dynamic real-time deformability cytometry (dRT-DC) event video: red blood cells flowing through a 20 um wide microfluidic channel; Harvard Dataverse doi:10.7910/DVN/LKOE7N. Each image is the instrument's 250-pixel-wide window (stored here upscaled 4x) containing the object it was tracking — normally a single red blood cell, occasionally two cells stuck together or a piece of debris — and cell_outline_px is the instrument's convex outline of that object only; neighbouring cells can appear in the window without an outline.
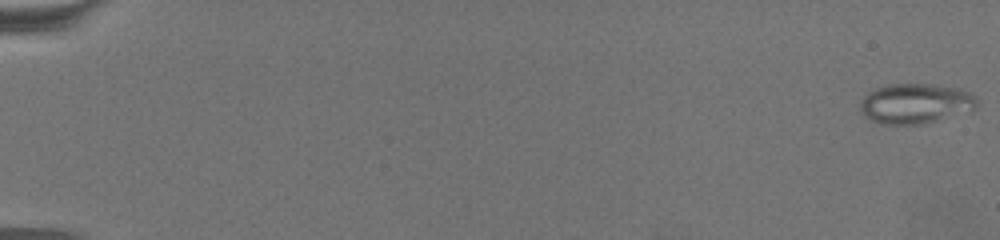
{"species": "common noctule bat (a hibernating species)", "species_latin": "Nyctalus noctula", "temperature_condition": "warm", "stored_images_in_passage": 69, "camera_frame_rate_fps": 3000, "um_per_image_px": 0.085, "animal": {"sex": "female", "body_mass_g": 19.5, "forearm_length_mm": 54.1}, "frame": {"image": 1, "passage_image": 1, "time_ms": 0.0, "image_size_px": [1000, 240], "cell_outline_px": [[980, 100], [976, 108], [936, 120], [920, 124], [884, 124], [872, 120], [864, 116], [860, 108], [860, 100], [868, 92], [876, 88], [892, 84], [928, 84], [952, 88], [968, 92], [976, 96]], "centroid_in_image_um": [77.78, 8.8], "position_along_channel_um": 7.2, "area_um2": 26.82}}
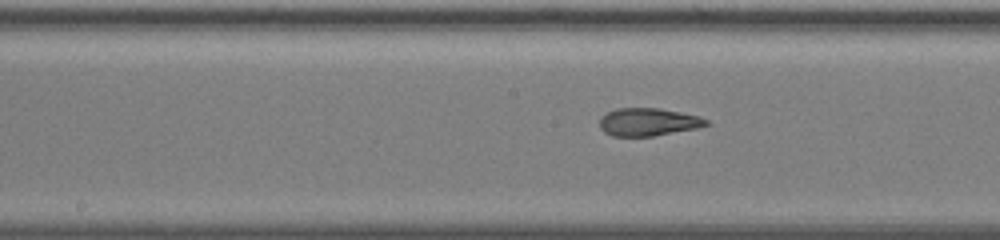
{"frame": {"image": 2, "passage_image": 38, "time_ms": 12.333, "image_size_px": [1000, 240], "cell_outline_px": [[708, 124], [696, 128], [652, 136], [612, 136], [604, 132], [600, 128], [600, 120], [608, 112], [616, 108], [660, 108], [700, 116], [708, 120]], "centroid_in_image_um": [55.09, 10.36], "position_along_channel_um": 193.1, "area_um2": 17.11}}
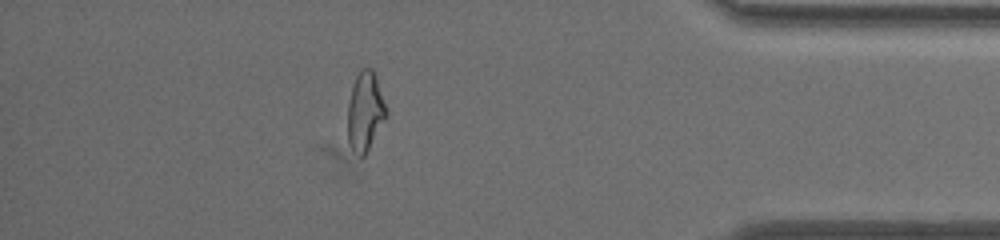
{"frame": {"image": 3, "passage_image": 61, "time_ms": 20.0, "image_size_px": [1000, 240], "cell_outline_px": [[388, 116], [364, 156], [360, 156], [352, 152], [348, 140], [348, 100], [352, 84], [356, 76], [364, 68], [372, 68], [376, 72]], "centroid_in_image_um": [31.04, 9.46], "position_along_channel_um": 404.2, "area_um2": 17.98}, "authors_computed_cell_mechanics": {"area_um2": 18.496, "velocity_mm_per_s": 3.165, "shape_relaxation_time_tau1_ms": null, "shape_relaxation_time_tau2_ms": 1.4397, "deformation_change_tau1": null, "deformation_change_tau2": 0.0919}}